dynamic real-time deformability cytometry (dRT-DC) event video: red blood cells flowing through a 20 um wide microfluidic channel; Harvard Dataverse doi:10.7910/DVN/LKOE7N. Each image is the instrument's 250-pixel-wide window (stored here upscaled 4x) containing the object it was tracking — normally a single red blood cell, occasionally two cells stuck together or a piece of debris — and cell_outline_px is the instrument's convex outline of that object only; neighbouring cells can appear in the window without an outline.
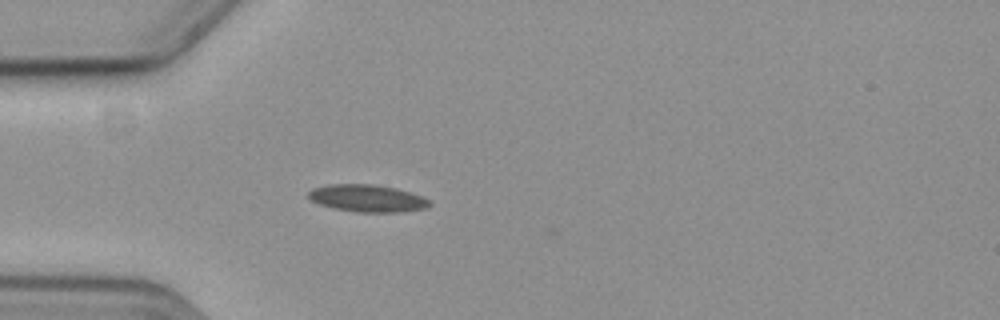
{"species": "common noctule bat (a hibernating species)", "species_latin": "Nyctalus noctula", "temperature_condition": "cold", "stored_images_in_passage": 4, "camera_frame_rate_fps": 3000, "um_per_image_px": 0.085, "animal": {"sex": "female", "body_mass_g": 19.3, "forearm_length_mm": 54.1}, "frame": {"image": 1, "passage_image": 2, "time_ms": 0.333, "image_size_px": [1000, 320], "cell_outline_px": [[432, 204], [428, 208], [400, 212], [356, 212], [332, 208], [320, 204], [312, 200], [308, 196], [308, 192], [312, 188], [328, 184], [372, 184], [396, 188], [412, 192], [428, 200]], "centroid_in_image_um": [31.23, 16.85], "position_along_channel_um": 53.8, "area_um2": 19.31}}